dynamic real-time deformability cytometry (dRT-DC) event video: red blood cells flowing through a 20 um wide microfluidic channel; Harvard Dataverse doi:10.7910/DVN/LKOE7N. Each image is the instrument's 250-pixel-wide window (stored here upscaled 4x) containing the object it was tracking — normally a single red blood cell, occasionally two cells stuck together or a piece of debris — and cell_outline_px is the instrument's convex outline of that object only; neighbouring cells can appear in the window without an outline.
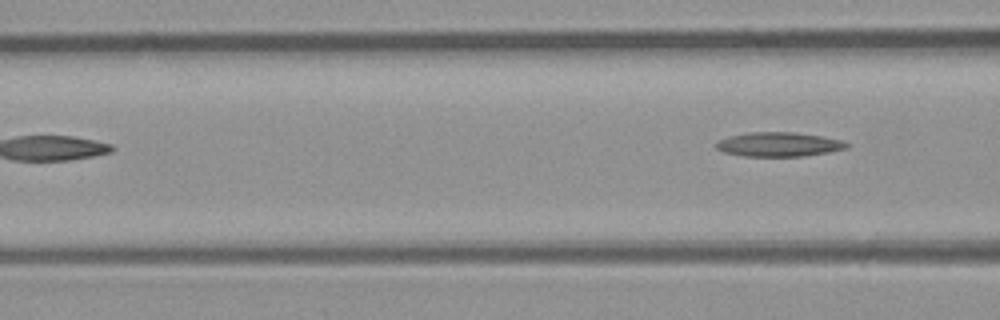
{"species": "common noctule bat (a hibernating species)", "species_latin": "Nyctalus noctula", "temperature_condition": "room temperature", "stored_images_in_passage": 4, "camera_frame_rate_fps": 3000, "um_per_image_px": 0.085, "animal": {"sex": "male", "body_mass_g": 23.1, "forearm_length_mm": 52.7}, "frame": {"image": 1, "passage_image": 4, "time_ms": 3.667, "image_size_px": [1000, 320], "cell_outline_px": [[852, 144], [848, 148], [828, 152], [804, 156], [740, 156], [724, 152], [716, 148], [716, 144], [720, 140], [728, 136], [748, 132], [796, 132], [820, 136], [840, 140]], "centroid_in_image_um": [66.2, 12.27], "position_along_channel_um": 100.4, "area_um2": 18.5}}